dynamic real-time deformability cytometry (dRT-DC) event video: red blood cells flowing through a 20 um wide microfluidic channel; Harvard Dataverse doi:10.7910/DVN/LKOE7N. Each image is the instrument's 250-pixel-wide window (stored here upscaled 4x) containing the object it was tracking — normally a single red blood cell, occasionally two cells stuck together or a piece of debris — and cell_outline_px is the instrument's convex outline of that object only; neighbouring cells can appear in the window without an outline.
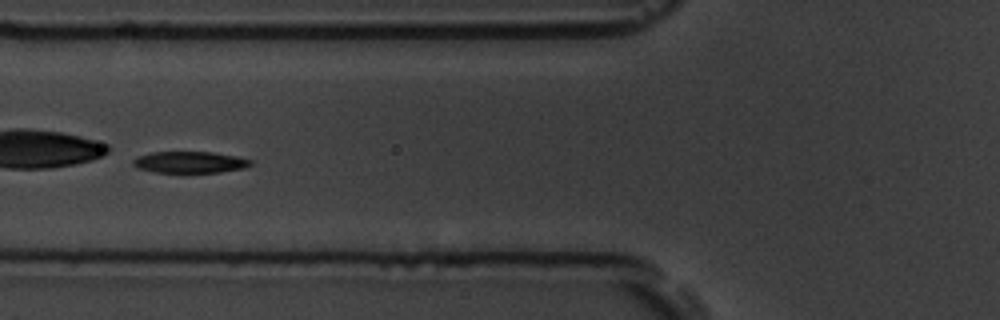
{"species": "common noctule bat (a hibernating species)", "species_latin": "Nyctalus noctula", "temperature_condition": "room temperature", "stored_images_in_passage": 51, "camera_frame_rate_fps": 3000, "um_per_image_px": 0.085, "animal": {"sex": "male", "body_mass_g": 19.5, "forearm_length_mm": 54.6}, "frame": {"image": 1, "passage_image": 22, "time_ms": 7.0, "image_size_px": [1000, 320], "cell_outline_px": [[252, 164], [244, 168], [220, 172], [156, 172], [136, 168], [132, 164], [132, 160], [136, 156], [152, 152], [212, 152], [236, 156], [252, 160]], "centroid_in_image_um": [16.1, 13.78], "position_along_channel_um": 109.7, "area_um2": 14.74}, "authors_computed_cell_mechanics": {"area_um2": 15.4904, "velocity_mm_per_s": 3.5486, "shape_relaxation_time_tau1_ms": 1.8299, "shape_relaxation_time_tau2_ms": null, "deformation_change_tau1": 0.2032, "deformation_change_tau2": null}}